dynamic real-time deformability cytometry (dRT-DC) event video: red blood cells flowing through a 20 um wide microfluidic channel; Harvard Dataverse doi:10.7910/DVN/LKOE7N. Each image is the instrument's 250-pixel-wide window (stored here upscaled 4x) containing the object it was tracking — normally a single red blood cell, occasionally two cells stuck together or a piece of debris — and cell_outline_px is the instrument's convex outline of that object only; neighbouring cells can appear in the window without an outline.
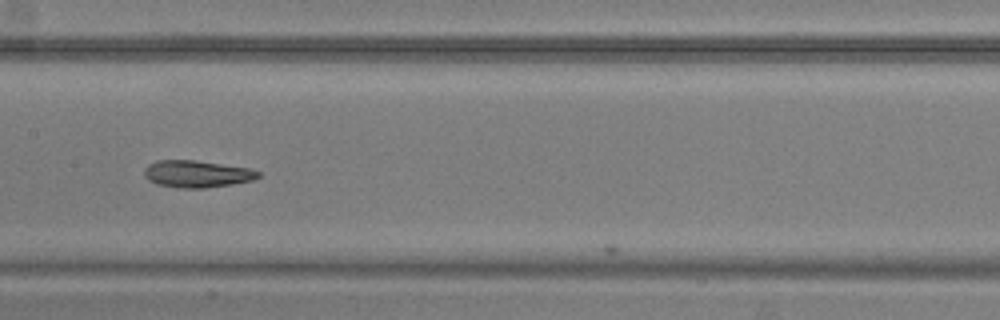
{"species": "common noctule bat (a hibernating species)", "species_latin": "Nyctalus noctula", "temperature_condition": "warm", "stored_images_in_passage": 31, "camera_frame_rate_fps": 3000, "um_per_image_px": 0.085, "animal": {"sex": "male", "body_mass_g": 20.5, "forearm_length_mm": 52.5}, "frame": {"image": 1, "passage_image": 11, "time_ms": 3.333, "image_size_px": [1000, 320], "cell_outline_px": [[260, 176], [252, 180], [232, 184], [204, 188], [180, 188], [156, 184], [148, 180], [144, 176], [144, 168], [148, 164], [156, 160], [196, 160], [248, 168], [260, 172]], "centroid_in_image_um": [16.69, 14.78], "position_along_channel_um": 190.7, "area_um2": 17.98}}
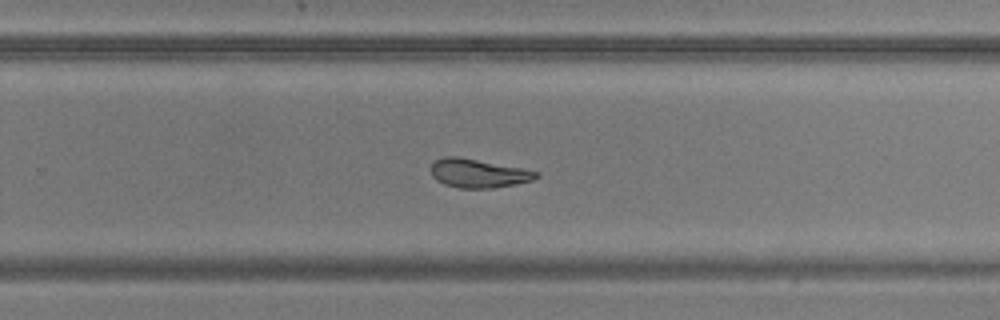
{"frame": {"image": 2, "passage_image": 19, "time_ms": 6.0, "image_size_px": [1000, 320], "cell_outline_px": [[540, 176], [532, 180], [516, 184], [492, 188], [460, 188], [444, 184], [436, 180], [432, 176], [432, 160], [444, 156], [456, 156], [524, 168], [540, 172]], "centroid_in_image_um": [40.66, 14.72], "position_along_channel_um": 289.1, "area_um2": 17.74}}
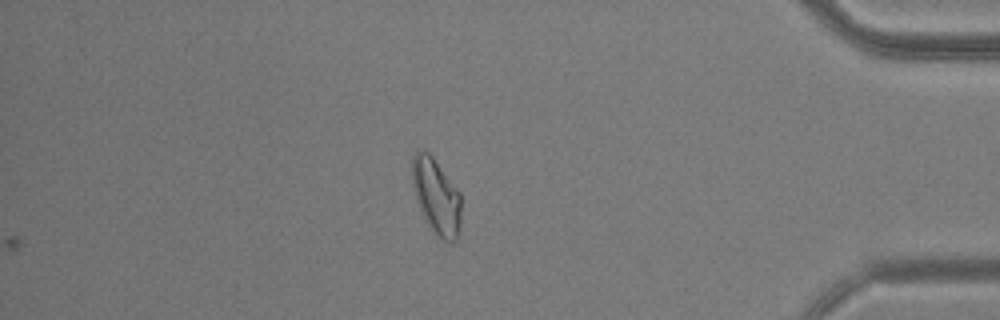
{"frame": {"image": 3, "passage_image": 31, "time_ms": 10.0, "image_size_px": [1000, 320], "cell_outline_px": [[460, 232], [456, 240], [452, 244], [444, 240], [428, 224], [420, 208], [412, 184], [412, 156], [416, 152], [428, 152], [432, 156], [460, 192]], "centroid_in_image_um": [37.11, 16.7], "position_along_channel_um": 398.1, "area_um2": 21.15}, "authors_computed_cell_mechanics": {"area_um2": 17.5134, "velocity_mm_per_s": 3.6927, "shape_relaxation_time_tau1_ms": null, "shape_relaxation_time_tau2_ms": 1.8032, "deformation_change_tau1": null, "deformation_change_tau2": 0.0735}}